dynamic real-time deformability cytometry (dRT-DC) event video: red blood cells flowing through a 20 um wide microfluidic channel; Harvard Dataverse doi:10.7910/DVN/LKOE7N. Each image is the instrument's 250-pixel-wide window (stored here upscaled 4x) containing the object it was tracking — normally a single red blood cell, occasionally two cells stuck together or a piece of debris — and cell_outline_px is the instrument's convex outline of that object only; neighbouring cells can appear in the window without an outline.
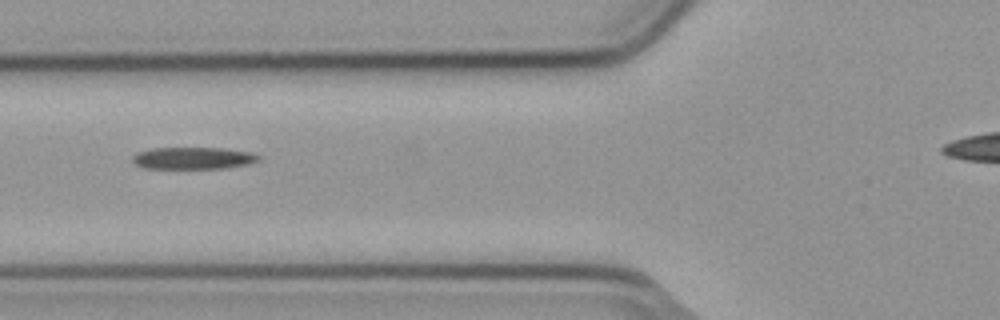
{"species": "common noctule bat (a hibernating species)", "species_latin": "Nyctalus noctula", "temperature_condition": "cold", "stored_images_in_passage": 6, "camera_frame_rate_fps": 3000, "um_per_image_px": 0.085, "animal": {"sex": "male", "body_mass_g": 23.1, "forearm_length_mm": 52.7}, "frame": {"image": 1, "passage_image": 4, "time_ms": 1.0, "image_size_px": [1000, 320], "cell_outline_px": [[260, 160], [248, 164], [228, 168], [144, 168], [136, 164], [132, 160], [132, 156], [140, 152], [152, 148], [224, 148], [252, 152], [260, 156]], "centroid_in_image_um": [16.47, 13.44], "position_along_channel_um": 109.3, "area_um2": 16.13}}
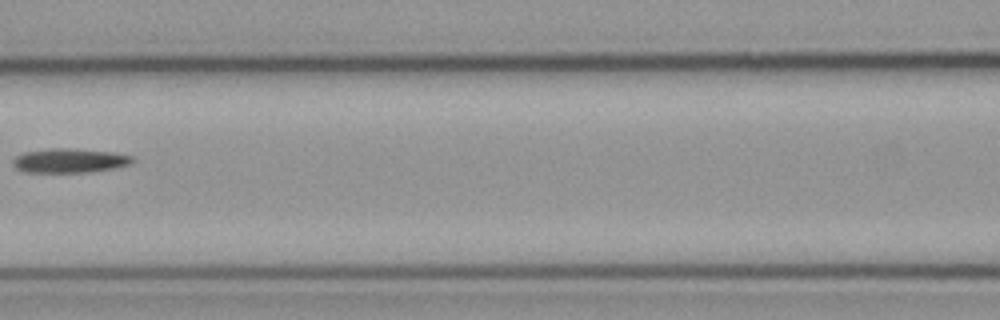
{"frame": {"image": 2, "passage_image": 5, "time_ms": 1.333, "image_size_px": [1000, 320], "cell_outline_px": [[136, 160], [132, 164], [112, 168], [88, 172], [24, 172], [16, 168], [12, 164], [12, 160], [16, 156], [24, 152], [48, 148], [68, 148], [112, 152], [132, 156]], "centroid_in_image_um": [5.9, 13.65], "position_along_channel_um": 160.7, "area_um2": 16.94}}
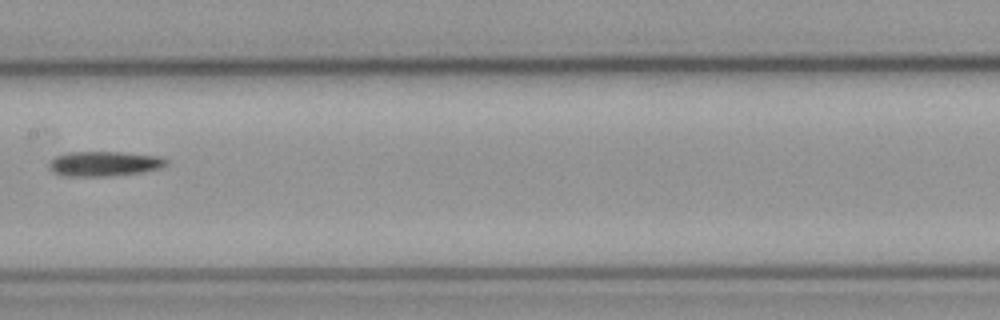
{"frame": {"image": 3, "passage_image": 6, "time_ms": 1.667, "image_size_px": [1000, 320], "cell_outline_px": [[168, 164], [160, 168], [140, 172], [104, 176], [64, 176], [52, 172], [48, 168], [48, 164], [56, 156], [68, 152], [120, 152], [160, 156], [168, 160]], "centroid_in_image_um": [8.84, 13.91], "position_along_channel_um": 198.6, "area_um2": 16.94}}